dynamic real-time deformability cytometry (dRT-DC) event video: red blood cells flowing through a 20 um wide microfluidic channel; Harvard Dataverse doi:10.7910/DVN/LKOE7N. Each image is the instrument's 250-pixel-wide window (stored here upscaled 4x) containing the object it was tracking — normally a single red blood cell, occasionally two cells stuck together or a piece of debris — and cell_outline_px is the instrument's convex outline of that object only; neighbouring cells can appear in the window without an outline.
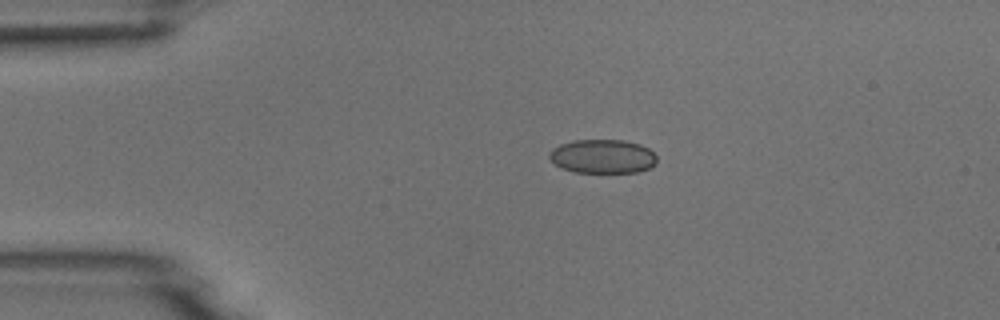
{"species": "common noctule bat (a hibernating species)", "species_latin": "Nyctalus noctula", "temperature_condition": "room temperature", "stored_images_in_passage": 4, "camera_frame_rate_fps": 3000, "um_per_image_px": 0.085, "animal": {"sex": "male", "body_mass_g": 18.8}, "frame": {"image": 1, "passage_image": 1, "time_ms": 0.0, "image_size_px": [1000, 320], "cell_outline_px": [[656, 164], [648, 168], [636, 172], [576, 172], [560, 168], [548, 156], [548, 152], [552, 148], [560, 144], [572, 140], [624, 140], [640, 144], [648, 148], [656, 156]], "centroid_in_image_um": [51.2, 13.28], "position_along_channel_um": 33.8, "area_um2": 21.27}}
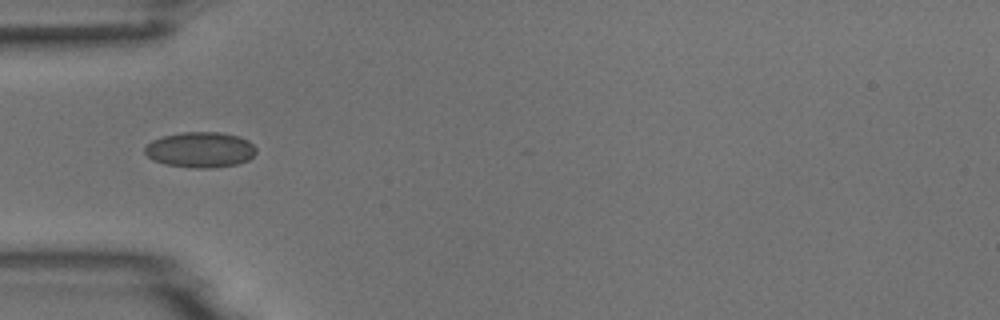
{"frame": {"image": 2, "passage_image": 3, "time_ms": 2.0, "image_size_px": [1000, 320], "cell_outline_px": [[256, 152], [248, 160], [236, 164], [212, 168], [192, 168], [164, 164], [152, 160], [144, 152], [144, 148], [152, 140], [164, 136], [184, 132], [220, 132], [236, 136], [248, 140], [256, 148]], "centroid_in_image_um": [17.01, 12.74], "position_along_channel_um": 68.0, "area_um2": 23.0}}